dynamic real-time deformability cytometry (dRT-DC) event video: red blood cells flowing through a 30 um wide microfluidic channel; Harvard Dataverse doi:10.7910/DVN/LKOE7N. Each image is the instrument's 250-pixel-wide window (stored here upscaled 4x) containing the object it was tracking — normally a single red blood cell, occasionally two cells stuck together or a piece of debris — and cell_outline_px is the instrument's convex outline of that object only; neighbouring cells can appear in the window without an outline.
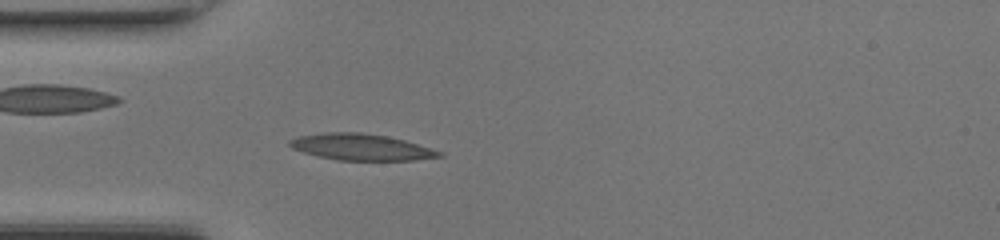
{"species": "common noctule bat (a hibernating species)", "species_latin": "Nyctalus noctula", "temperature_condition": "room temperature", "stored_images_in_passage": 40, "camera_frame_rate_fps": 3000, "um_per_image_px": 0.085, "animal": {"sex": "female", "body_mass_g": 17.0, "forearm_length_mm": 48.0}, "frame": {"image": 1, "passage_image": 7, "time_ms": 2.0, "image_size_px": [1000, 240], "cell_outline_px": [[444, 156], [412, 160], [336, 160], [304, 152], [292, 148], [288, 144], [288, 140], [296, 136], [324, 132], [360, 132], [388, 136], [404, 140], [444, 152]], "centroid_in_image_um": [30.68, 12.49], "position_along_channel_um": 54.3, "area_um2": 23.0}}
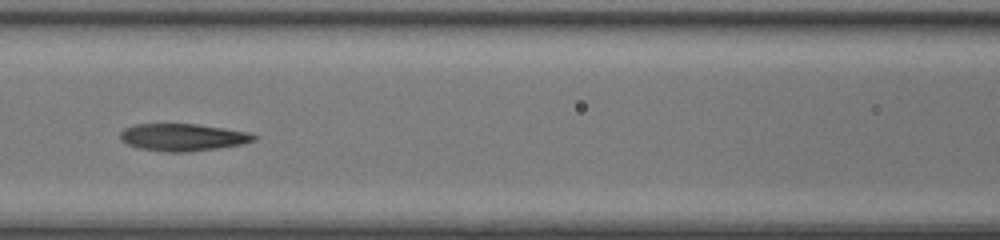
{"frame": {"image": 2, "passage_image": 14, "time_ms": 4.333, "image_size_px": [1000, 240], "cell_outline_px": [[256, 140], [244, 144], [220, 148], [184, 152], [164, 152], [140, 148], [128, 144], [120, 140], [120, 132], [124, 128], [136, 124], [196, 124], [252, 132], [256, 136]], "centroid_in_image_um": [15.57, 11.67], "position_along_channel_um": 151.0, "area_um2": 21.39}}
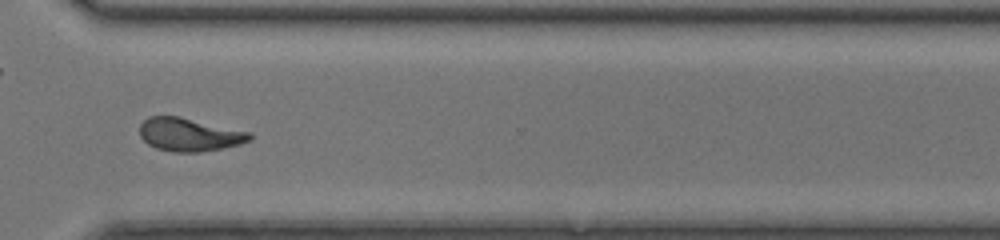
{"frame": {"image": 3, "passage_image": 28, "time_ms": 9.0, "image_size_px": [1000, 240], "cell_outline_px": [[252, 140], [240, 144], [200, 152], [172, 152], [156, 148], [148, 144], [140, 136], [140, 124], [148, 116], [180, 116], [252, 132]], "centroid_in_image_um": [16.1, 11.43], "position_along_channel_um": 354.5, "area_um2": 21.44}, "authors_computed_cell_mechanics": {"area_um2": 21.4438, "velocity_mm_per_s": 4.3679, "shape_relaxation_time_tau1_ms": null, "shape_relaxation_time_tau2_ms": 2.6247, "deformation_change_tau1": null, "deformation_change_tau2": 0.1059}}